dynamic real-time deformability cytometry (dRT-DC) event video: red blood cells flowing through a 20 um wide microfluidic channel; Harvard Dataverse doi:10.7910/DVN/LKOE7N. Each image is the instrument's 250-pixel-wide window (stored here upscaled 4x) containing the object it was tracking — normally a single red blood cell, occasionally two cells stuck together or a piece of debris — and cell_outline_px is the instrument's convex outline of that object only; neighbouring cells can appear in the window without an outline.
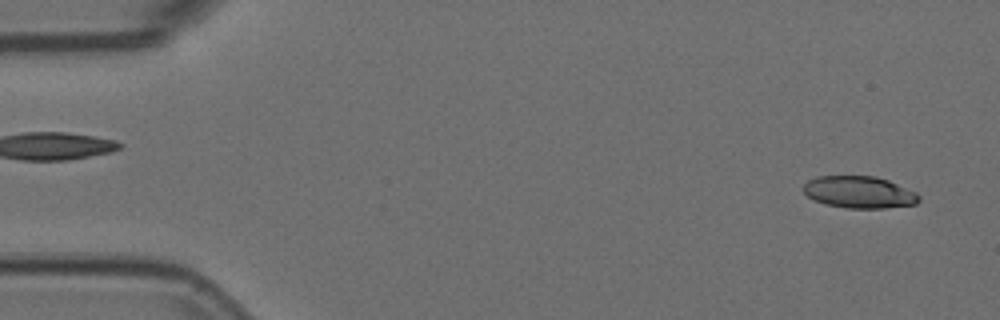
{"species": "Egyptian fruit bat (a non-hibernating species)", "species_latin": "Rousettus aegyptiacus", "temperature_condition": "room temperature", "stored_images_in_passage": 13, "camera_frame_rate_fps": 3000, "um_per_image_px": 0.085, "animal": {"sex": "female"}, "frame": {"image": 1, "passage_image": 1, "time_ms": 0.0, "image_size_px": [1000, 320], "cell_outline_px": [[920, 200], [916, 204], [884, 208], [848, 208], [824, 204], [808, 196], [800, 188], [808, 180], [816, 176], [876, 176], [888, 180], [916, 192], [920, 196]], "centroid_in_image_um": [73.02, 16.33], "position_along_channel_um": 12.0, "area_um2": 21.62}}